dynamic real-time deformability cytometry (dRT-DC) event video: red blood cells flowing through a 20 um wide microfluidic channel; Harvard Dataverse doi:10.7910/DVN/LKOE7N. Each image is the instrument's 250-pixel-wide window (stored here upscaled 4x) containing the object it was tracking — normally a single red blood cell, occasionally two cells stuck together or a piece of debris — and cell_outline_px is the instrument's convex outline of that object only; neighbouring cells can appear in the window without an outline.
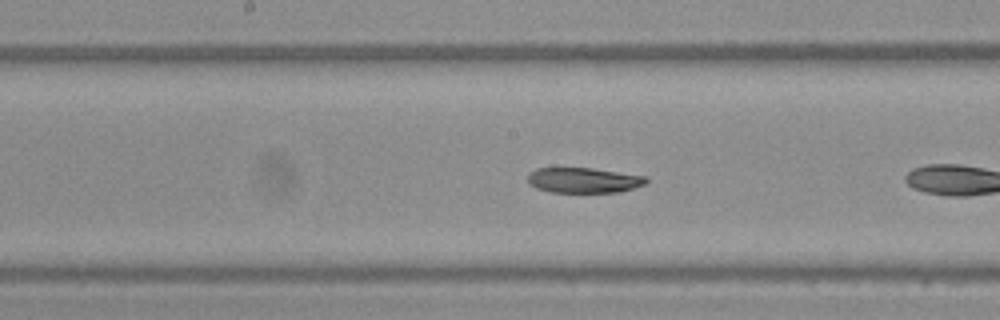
{"species": "Egyptian fruit bat (a non-hibernating species)", "species_latin": "Rousettus aegyptiacus", "temperature_condition": "warm", "stored_images_in_passage": 19, "camera_frame_rate_fps": 3000, "um_per_image_px": 0.085, "frame": {"image": 1, "passage_image": 11, "time_ms": 3.333, "image_size_px": [1000, 320], "cell_outline_px": [[648, 180], [644, 184], [620, 192], [552, 192], [536, 188], [528, 184], [528, 172], [536, 168], [592, 168], [648, 176]], "centroid_in_image_um": [49.59, 15.31], "position_along_channel_um": 198.6, "area_um2": 17.51}}
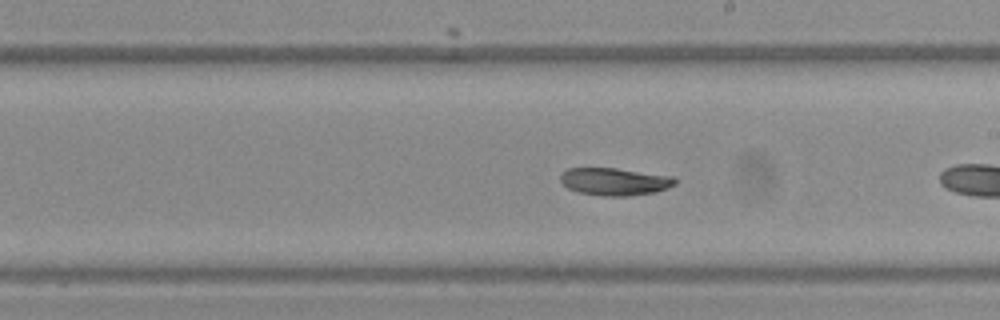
{"frame": {"image": 2, "passage_image": 14, "time_ms": 4.333, "image_size_px": [1000, 320], "cell_outline_px": [[676, 184], [668, 188], [656, 192], [628, 196], [604, 196], [580, 192], [568, 188], [560, 180], [560, 176], [568, 168], [616, 168], [676, 176]], "centroid_in_image_um": [52.31, 15.43], "position_along_channel_um": 236.7, "area_um2": 18.44}}